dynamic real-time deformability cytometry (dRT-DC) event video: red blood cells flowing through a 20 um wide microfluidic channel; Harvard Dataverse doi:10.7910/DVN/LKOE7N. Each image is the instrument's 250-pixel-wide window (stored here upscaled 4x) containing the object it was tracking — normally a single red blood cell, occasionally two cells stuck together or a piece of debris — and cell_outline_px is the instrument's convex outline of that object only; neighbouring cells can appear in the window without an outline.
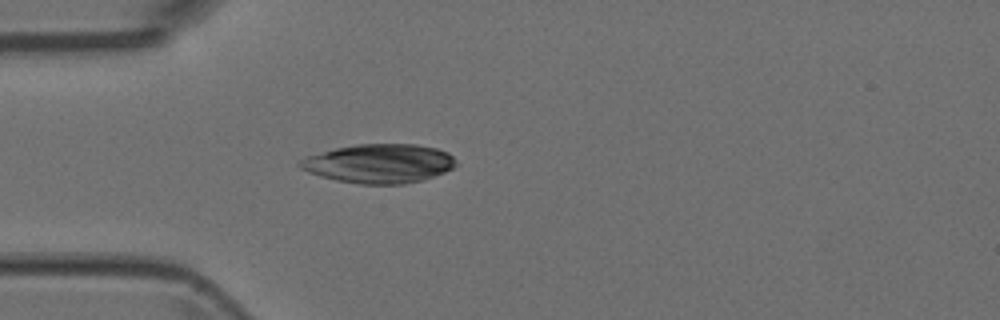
{"species": "Egyptian fruit bat (a non-hibernating species)", "species_latin": "Rousettus aegyptiacus", "temperature_condition": "room temperature", "stored_images_in_passage": 4, "camera_frame_rate_fps": 3000, "um_per_image_px": 0.085, "animal": {"sex": "female"}, "frame": {"image": 1, "passage_image": 4, "time_ms": 1.0, "image_size_px": [1000, 320], "cell_outline_px": [[460, 164], [444, 172], [420, 180], [404, 184], [360, 184], [336, 180], [320, 176], [308, 172], [300, 168], [296, 164], [300, 160], [308, 156], [336, 148], [356, 144], [416, 144], [436, 148], [448, 152]], "centroid_in_image_um": [32.24, 13.89], "position_along_channel_um": 52.8, "area_um2": 35.43}}